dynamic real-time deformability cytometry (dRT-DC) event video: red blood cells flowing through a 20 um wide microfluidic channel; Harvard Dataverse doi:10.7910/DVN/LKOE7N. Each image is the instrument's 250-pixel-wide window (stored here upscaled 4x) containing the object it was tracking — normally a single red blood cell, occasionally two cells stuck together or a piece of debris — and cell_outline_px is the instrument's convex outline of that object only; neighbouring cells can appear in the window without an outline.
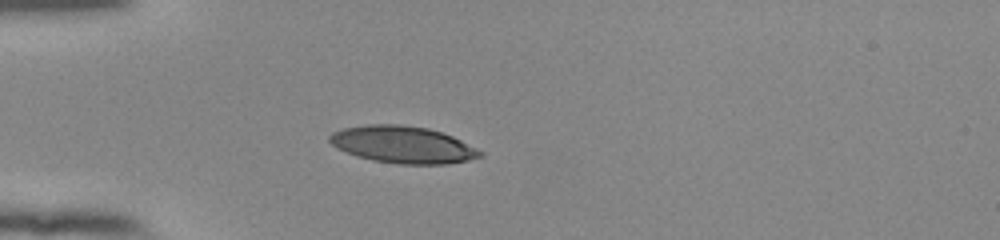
{"species": "human", "species_latin": "Homo sapiens", "temperature_condition": "room temperature", "stored_images_in_passage": 39, "camera_frame_rate_fps": 3000, "um_per_image_px": 0.085, "donor": {"sex": "female"}, "frame": {"image": 1, "passage_image": 1, "time_ms": 0.0, "image_size_px": [1000, 240], "cell_outline_px": [[484, 156], [468, 160], [444, 164], [400, 164], [372, 160], [356, 156], [336, 148], [328, 140], [328, 136], [332, 132], [344, 128], [368, 124], [400, 124], [428, 128], [452, 136], [484, 152]], "centroid_in_image_um": [34.22, 12.29], "position_along_channel_um": 50.8, "area_um2": 32.48}}
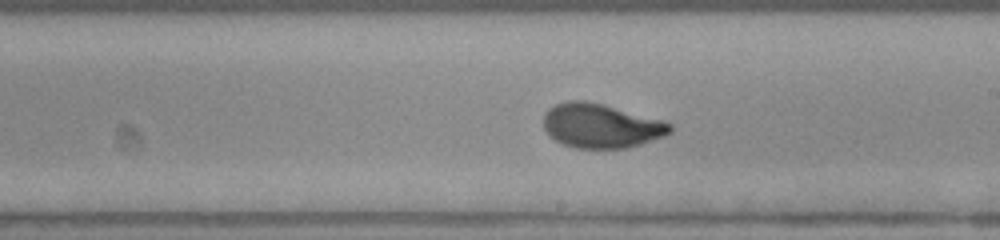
{"frame": {"image": 2, "passage_image": 17, "time_ms": 5.333, "image_size_px": [1000, 240], "cell_outline_px": [[672, 132], [664, 136], [640, 144], [624, 148], [576, 148], [564, 144], [556, 140], [544, 128], [544, 112], [548, 108], [556, 104], [568, 100], [584, 100], [604, 104], [660, 120], [672, 124]], "centroid_in_image_um": [51.07, 10.68], "position_along_channel_um": 237.9, "area_um2": 32.37}}
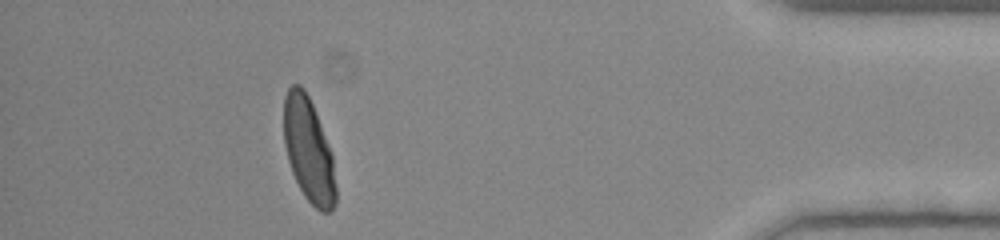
{"frame": {"image": 3, "passage_image": 34, "time_ms": 11.0, "image_size_px": [1000, 240], "cell_outline_px": [[336, 204], [332, 212], [320, 212], [304, 196], [292, 172], [288, 160], [284, 144], [284, 96], [288, 88], [292, 84], [300, 84], [304, 88], [312, 104], [328, 144], [332, 156], [336, 184]], "centroid_in_image_um": [26.23, 12.78], "position_along_channel_um": 409.0, "area_um2": 31.5}, "authors_computed_cell_mechanics": {"area_um2": 32.3102, "velocity_mm_per_s": 3.8401, "shape_relaxation_time_tau1_ms": 4.2598, "shape_relaxation_time_tau2_ms": null, "deformation_change_tau1": 0.1988, "deformation_change_tau2": null}}